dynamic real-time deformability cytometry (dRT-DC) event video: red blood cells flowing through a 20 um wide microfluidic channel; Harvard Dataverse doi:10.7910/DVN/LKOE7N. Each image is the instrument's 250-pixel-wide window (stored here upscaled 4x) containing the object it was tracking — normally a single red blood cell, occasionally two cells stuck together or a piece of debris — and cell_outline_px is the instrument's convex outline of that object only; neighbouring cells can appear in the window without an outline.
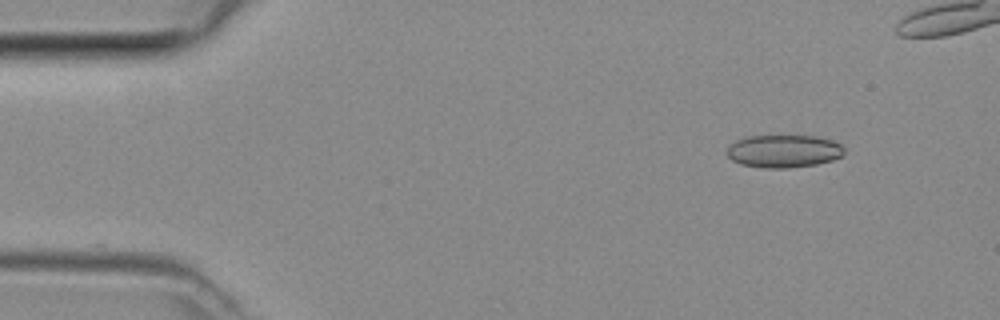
{"species": "common noctule bat (a hibernating species)", "species_latin": "Nyctalus noctula", "temperature_condition": "room temperature", "stored_images_in_passage": 26, "camera_frame_rate_fps": 3000, "um_per_image_px": 0.085, "animal": {"sex": "female", "body_mass_g": 29.2, "forearm_length_mm": 56.3}, "frame": {"image": 1, "passage_image": 1, "time_ms": 0.0, "image_size_px": [1000, 320], "cell_outline_px": [[844, 152], [840, 156], [832, 160], [816, 164], [788, 168], [760, 168], [740, 164], [732, 160], [724, 152], [728, 144], [744, 136], [816, 136], [832, 140], [840, 144], [844, 148]], "centroid_in_image_um": [66.54, 12.85], "position_along_channel_um": 18.5, "area_um2": 22.66}}
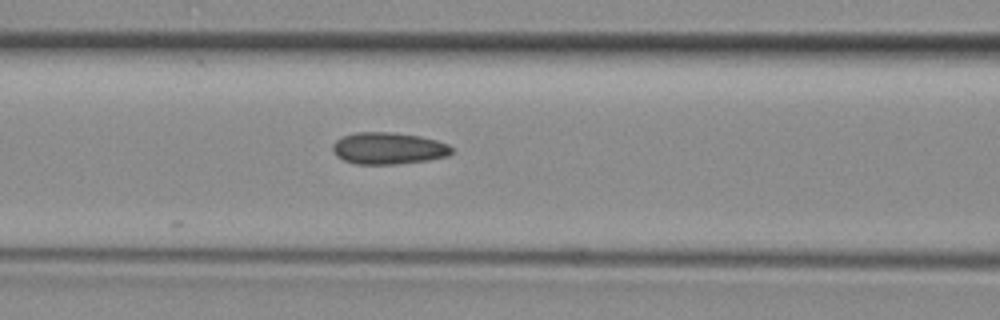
{"frame": {"image": 2, "passage_image": 15, "time_ms": 4.667, "image_size_px": [1000, 320], "cell_outline_px": [[452, 152], [448, 156], [428, 160], [396, 164], [356, 164], [344, 160], [336, 156], [332, 148], [332, 144], [336, 140], [344, 136], [356, 132], [392, 132], [420, 136], [436, 140], [448, 144], [452, 148]], "centroid_in_image_um": [33.01, 12.61], "position_along_channel_um": 133.6, "area_um2": 22.08}}
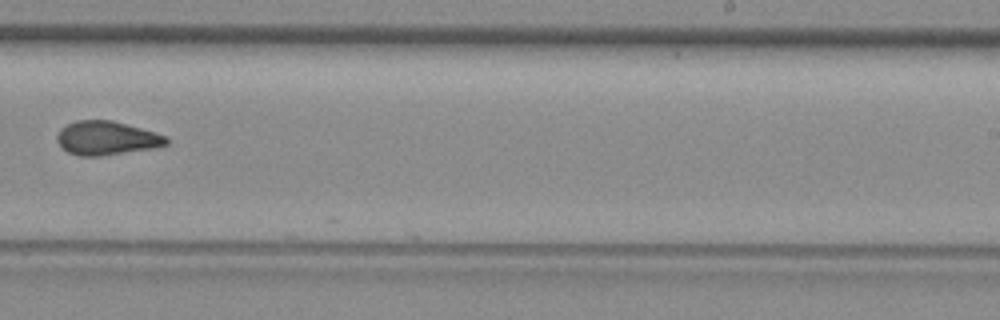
{"frame": {"image": 3, "passage_image": 25, "time_ms": 8.0, "image_size_px": [1000, 320], "cell_outline_px": [[168, 144], [152, 148], [100, 156], [80, 156], [68, 152], [56, 140], [56, 136], [68, 124], [76, 120], [112, 120], [156, 132], [168, 136]], "centroid_in_image_um": [9.09, 11.73], "position_along_channel_um": 279.9, "area_um2": 21.33}}